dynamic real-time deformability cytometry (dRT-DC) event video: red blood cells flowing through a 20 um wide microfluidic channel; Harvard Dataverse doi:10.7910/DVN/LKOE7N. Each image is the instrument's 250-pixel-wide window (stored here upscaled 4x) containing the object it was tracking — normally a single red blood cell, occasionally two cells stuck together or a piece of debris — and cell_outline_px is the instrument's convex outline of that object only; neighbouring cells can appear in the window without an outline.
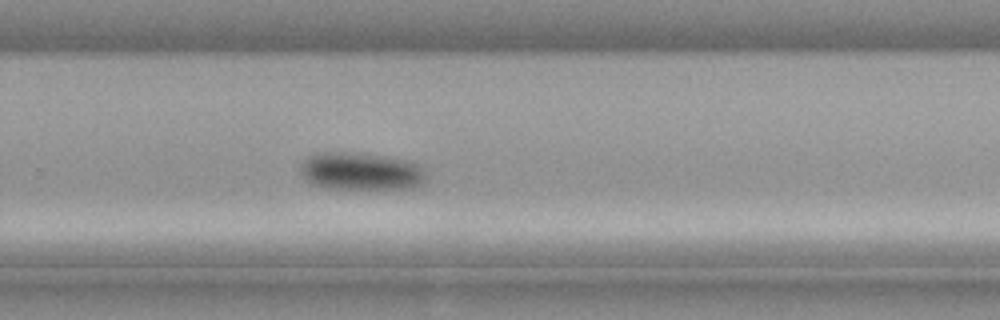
{"species": "common noctule bat (a hibernating species)", "species_latin": "Nyctalus noctula", "temperature_condition": "cold", "stored_images_in_passage": 38, "segment_of_instrument_passage": [1, 2], "camera_frame_rate_fps": 3000, "um_per_image_px": 0.085, "animal": {"sex": "male", "body_mass_g": 21.5, "forearm_length_mm": 52.0}, "frame": {"image": 1, "passage_image": 21, "time_ms": 6.667, "image_size_px": [1000, 320], "cell_outline_px": [[424, 180], [420, 184], [412, 188], [324, 188], [312, 184], [300, 172], [300, 164], [308, 156], [320, 152], [336, 152], [380, 156], [400, 160], [416, 164], [424, 172]], "centroid_in_image_um": [30.58, 14.57], "position_along_channel_um": 299.2, "area_um2": 26.7}}
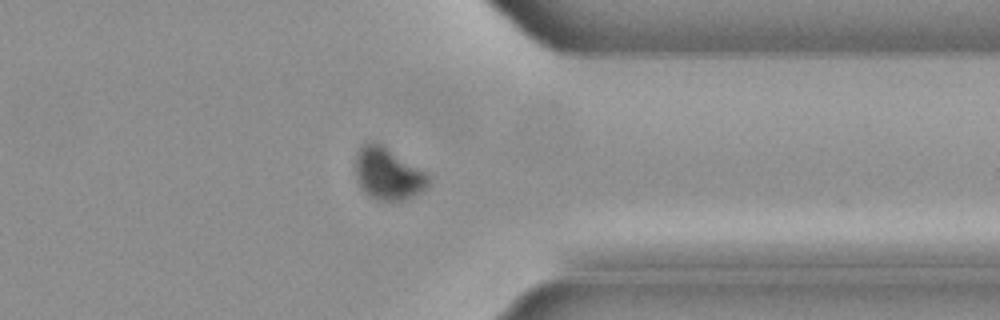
{"frame": {"image": 2, "passage_image": 27, "time_ms": 8.667, "image_size_px": [1000, 320], "cell_outline_px": [[432, 180], [428, 188], [404, 200], [376, 200], [368, 196], [360, 188], [356, 180], [356, 152], [364, 144], [372, 140], [384, 144], [424, 172]], "centroid_in_image_um": [32.96, 14.76], "position_along_channel_um": 378.4, "area_um2": 22.37}}
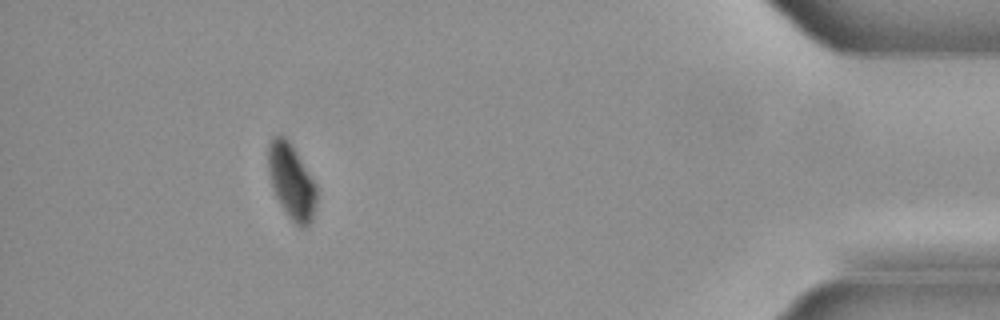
{"frame": {"image": 3, "passage_image": 33, "time_ms": 10.667, "image_size_px": [1000, 320], "cell_outline_px": [[316, 204], [312, 220], [304, 228], [300, 228], [288, 216], [280, 204], [276, 196], [272, 184], [268, 168], [268, 144], [272, 136], [284, 136], [288, 140], [316, 184]], "centroid_in_image_um": [24.77, 15.44], "position_along_channel_um": 410.4, "area_um2": 20.81}}